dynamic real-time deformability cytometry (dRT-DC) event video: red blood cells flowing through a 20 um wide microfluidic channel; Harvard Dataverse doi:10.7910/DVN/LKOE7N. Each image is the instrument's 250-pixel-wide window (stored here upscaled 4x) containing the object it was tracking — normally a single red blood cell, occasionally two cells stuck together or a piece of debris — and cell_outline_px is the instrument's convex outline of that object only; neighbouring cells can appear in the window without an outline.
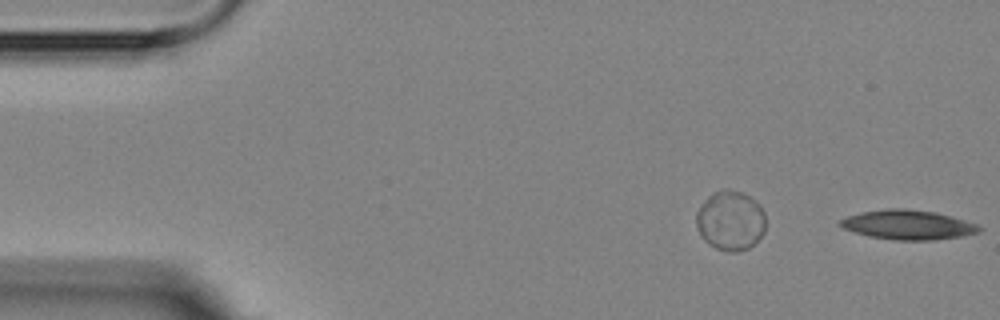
{"species": "Egyptian fruit bat (a non-hibernating species)", "species_latin": "Rousettus aegyptiacus", "temperature_condition": "room temperature", "stored_images_in_passage": 2, "segment_of_instrument_passage": [2, 2], "camera_frame_rate_fps": 3000, "um_per_image_px": 0.085, "animal": {"sex": "female"}, "frame": {"image": 1, "passage_image": 2, "time_ms": 1.0, "image_size_px": [1000, 320], "cell_outline_px": [[984, 228], [980, 232], [960, 236], [936, 240], [896, 240], [868, 236], [844, 228], [836, 224], [840, 220], [848, 216], [860, 212], [888, 208], [904, 208], [936, 212], [964, 220], [976, 224]], "centroid_in_image_um": [77.18, 19.1], "position_along_channel_um": 7.8, "area_um2": 23.87}}